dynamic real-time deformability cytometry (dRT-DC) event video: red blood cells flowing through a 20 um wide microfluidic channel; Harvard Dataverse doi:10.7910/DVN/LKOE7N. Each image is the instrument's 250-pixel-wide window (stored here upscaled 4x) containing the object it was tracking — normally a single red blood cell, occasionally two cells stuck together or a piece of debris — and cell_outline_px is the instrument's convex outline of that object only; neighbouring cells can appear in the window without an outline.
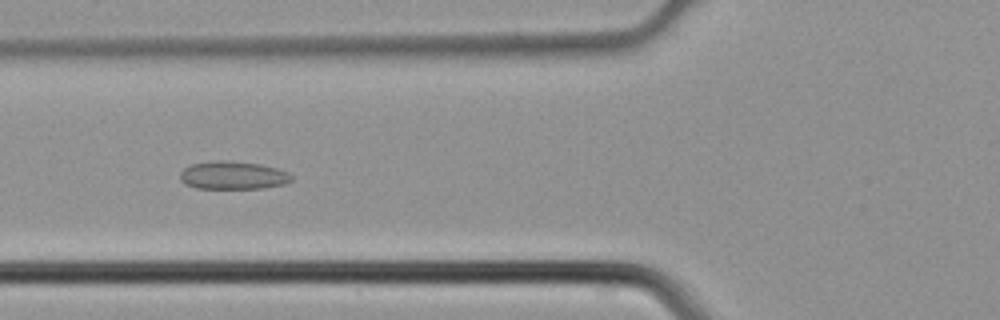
{"species": "common noctule bat (a hibernating species)", "species_latin": "Nyctalus noctula", "temperature_condition": "cold", "stored_images_in_passage": 46, "camera_frame_rate_fps": 3000, "um_per_image_px": 0.085, "animal": {"sex": "male", "body_mass_g": 21.5, "forearm_length_mm": 52.0}, "frame": {"image": 1, "passage_image": 18, "time_ms": 5.667, "image_size_px": [1000, 320], "cell_outline_px": [[292, 180], [284, 184], [260, 188], [196, 188], [184, 184], [180, 180], [180, 172], [184, 168], [192, 164], [212, 160], [228, 160], [260, 164], [276, 168], [288, 172], [292, 176]], "centroid_in_image_um": [19.77, 14.89], "position_along_channel_um": 106.0, "area_um2": 18.26}}
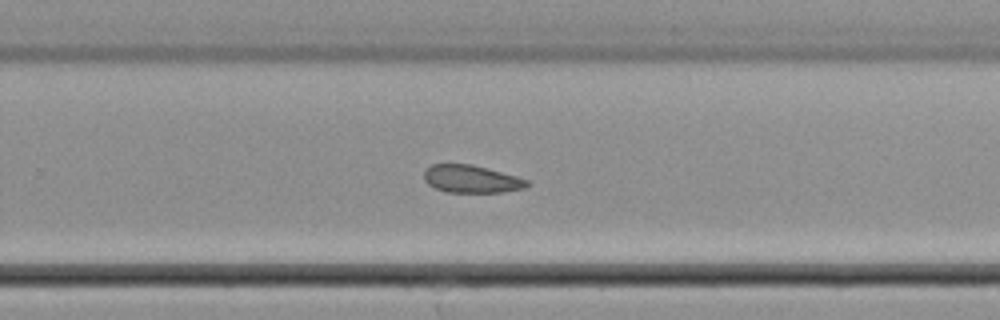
{"frame": {"image": 2, "passage_image": 30, "time_ms": 9.667, "image_size_px": [1000, 320], "cell_outline_px": [[532, 184], [524, 188], [504, 192], [448, 192], [436, 188], [428, 184], [424, 180], [424, 172], [432, 164], [472, 164], [516, 176], [528, 180]], "centroid_in_image_um": [40.09, 15.22], "position_along_channel_um": 289.7, "area_um2": 16.53}}
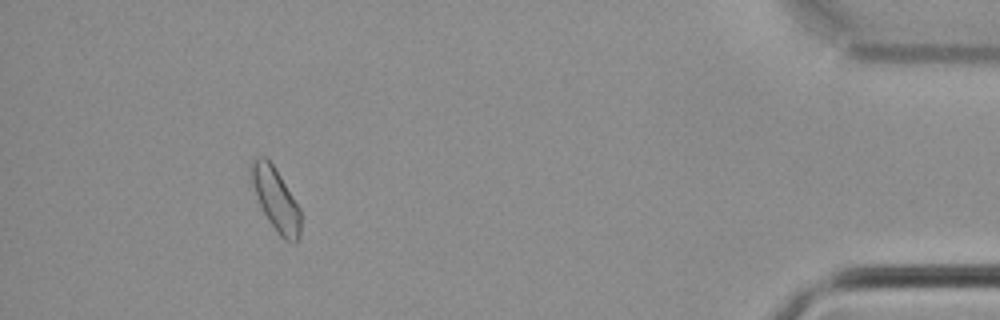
{"frame": {"image": 3, "passage_image": 42, "time_ms": 13.667, "image_size_px": [1000, 320], "cell_outline_px": [[300, 236], [296, 244], [284, 240], [276, 232], [268, 220], [256, 196], [252, 184], [248, 164], [252, 156], [264, 156], [272, 164], [280, 176], [300, 208]], "centroid_in_image_um": [23.41, 16.92], "position_along_channel_um": 411.8, "area_um2": 18.21}}